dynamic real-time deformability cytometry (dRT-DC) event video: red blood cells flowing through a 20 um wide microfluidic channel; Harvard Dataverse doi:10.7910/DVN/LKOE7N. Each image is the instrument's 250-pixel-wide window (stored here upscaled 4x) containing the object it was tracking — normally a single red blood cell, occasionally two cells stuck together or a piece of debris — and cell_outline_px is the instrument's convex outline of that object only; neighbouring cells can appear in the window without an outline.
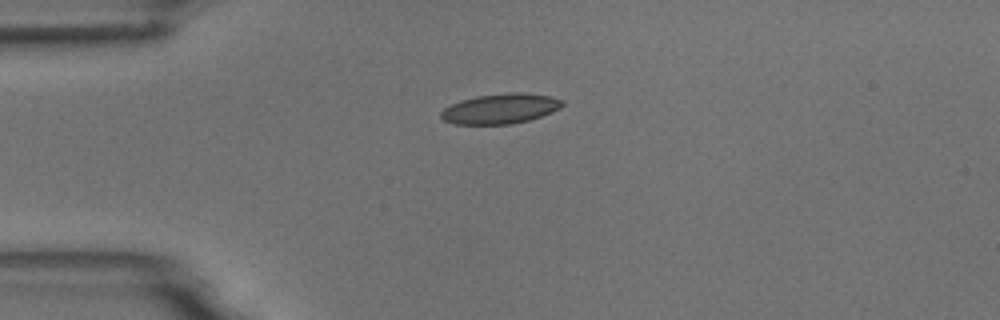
{"species": "common noctule bat (a hibernating species)", "species_latin": "Nyctalus noctula", "temperature_condition": "room temperature", "stored_images_in_passage": 2, "camera_frame_rate_fps": 3000, "um_per_image_px": 0.085, "animal": {"sex": "male", "body_mass_g": 18.8}, "frame": {"image": 1, "passage_image": 1, "time_ms": 0.0, "image_size_px": [1000, 320], "cell_outline_px": [[564, 104], [560, 108], [552, 112], [528, 120], [512, 124], [456, 124], [444, 120], [440, 116], [440, 112], [444, 108], [460, 100], [476, 96], [508, 92], [520, 92], [548, 96], [564, 100]], "centroid_in_image_um": [42.53, 9.23], "position_along_channel_um": 42.5, "area_um2": 21.21}}